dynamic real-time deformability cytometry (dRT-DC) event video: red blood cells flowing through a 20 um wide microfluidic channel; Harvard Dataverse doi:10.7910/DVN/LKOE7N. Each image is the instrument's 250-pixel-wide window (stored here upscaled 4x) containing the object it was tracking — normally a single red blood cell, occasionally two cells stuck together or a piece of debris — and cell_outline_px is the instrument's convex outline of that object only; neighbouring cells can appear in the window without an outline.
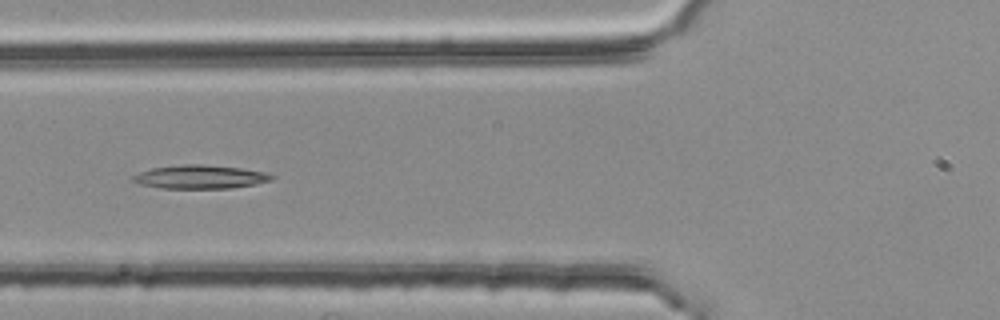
{"species": "common noctule bat (a hibernating species)", "species_latin": "Nyctalus noctula", "temperature_condition": "room temperature", "stored_images_in_passage": 6, "camera_frame_rate_fps": 3000, "um_per_image_px": 0.085, "animal": {"sex": "female", "body_mass_g": 25.1}, "frame": {"image": 1, "passage_image": 5, "time_ms": 1.333, "image_size_px": [1000, 320], "cell_outline_px": [[276, 176], [272, 180], [256, 184], [228, 188], [160, 188], [140, 184], [132, 180], [132, 176], [140, 172], [152, 168], [184, 164], [204, 164], [240, 168], [268, 172]], "centroid_in_image_um": [17.05, 15.03], "position_along_channel_um": 108.7, "area_um2": 19.07}}
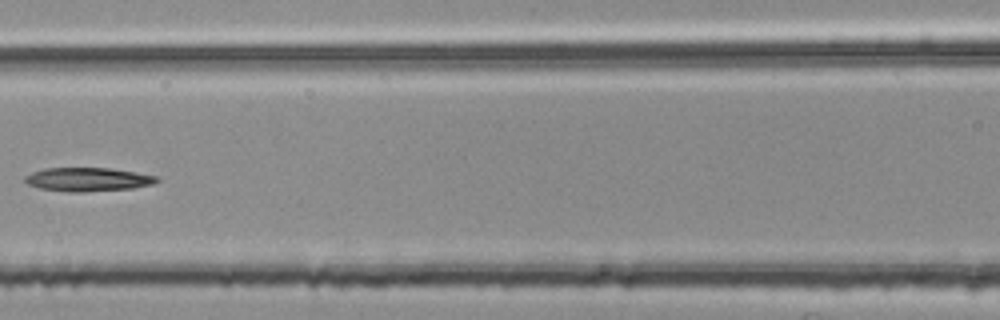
{"frame": {"image": 2, "passage_image": 6, "time_ms": 1.667, "image_size_px": [1000, 320], "cell_outline_px": [[160, 180], [152, 184], [132, 188], [84, 192], [68, 192], [40, 188], [28, 184], [24, 180], [24, 176], [32, 172], [44, 168], [108, 168], [160, 176]], "centroid_in_image_um": [7.47, 15.25], "position_along_channel_um": 159.1, "area_um2": 18.21}}